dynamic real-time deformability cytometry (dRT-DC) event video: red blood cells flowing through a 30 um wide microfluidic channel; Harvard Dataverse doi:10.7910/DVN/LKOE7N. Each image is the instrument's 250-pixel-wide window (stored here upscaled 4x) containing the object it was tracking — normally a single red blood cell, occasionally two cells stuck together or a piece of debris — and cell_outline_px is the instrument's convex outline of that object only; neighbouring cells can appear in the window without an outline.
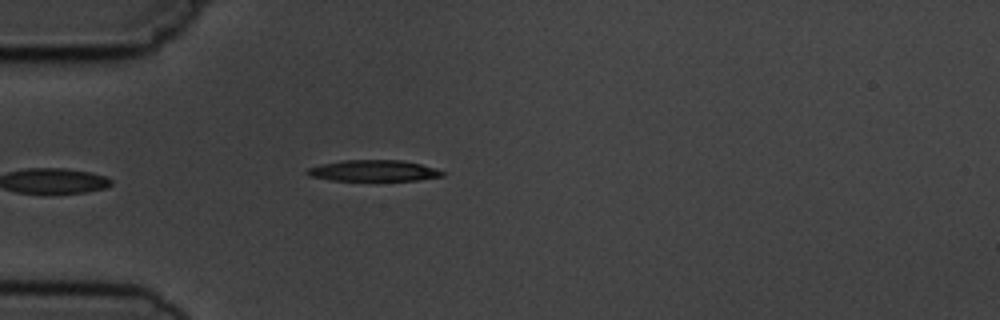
{"species": "common noctule bat (a hibernating species)", "species_latin": "Nyctalus noctula", "temperature_condition": "cold", "stored_images_in_passage": 5, "camera_frame_rate_fps": 3000, "um_per_image_px": 0.085, "animal": {"sex": "male", "body_mass_g": 19.5, "forearm_length_mm": 54.6}, "frame": {"image": 1, "passage_image": 5, "time_ms": 4.667, "image_size_px": [1000, 320], "cell_outline_px": [[448, 172], [444, 176], [416, 180], [332, 180], [308, 176], [304, 172], [308, 168], [320, 164], [344, 160], [400, 160], [420, 164], [436, 168]], "centroid_in_image_um": [31.76, 14.5], "position_along_channel_um": 53.2, "area_um2": 16.7}}